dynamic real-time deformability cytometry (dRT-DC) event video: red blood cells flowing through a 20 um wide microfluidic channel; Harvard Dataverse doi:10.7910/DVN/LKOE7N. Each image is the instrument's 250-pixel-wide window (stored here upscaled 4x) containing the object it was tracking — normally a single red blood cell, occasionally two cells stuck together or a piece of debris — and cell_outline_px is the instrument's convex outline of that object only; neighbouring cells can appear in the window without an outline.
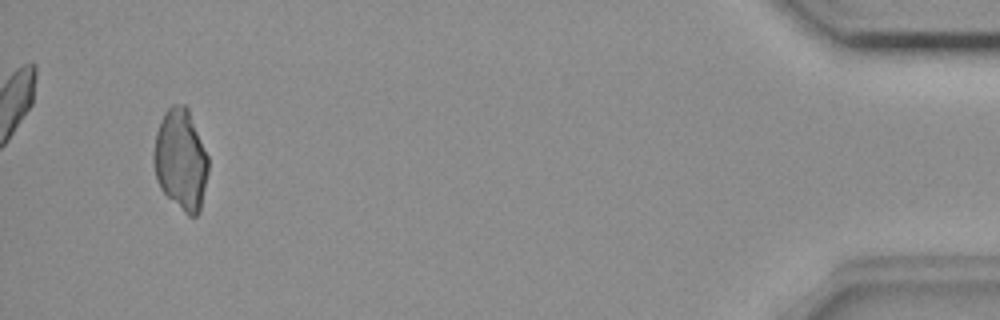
{"species": "common noctule bat (a hibernating species)", "species_latin": "Nyctalus noctula", "temperature_condition": "room temperature", "stored_images_in_passage": 54, "camera_frame_rate_fps": 3000, "um_per_image_px": 0.085, "animal": {"sex": "female", "body_mass_g": 18.4}, "frame": {"image": 1, "passage_image": 52, "time_ms": 17.0, "image_size_px": [1000, 320], "cell_outline_px": [[208, 172], [200, 212], [196, 216], [188, 216], [160, 188], [156, 180], [152, 160], [152, 156], [156, 132], [160, 120], [164, 112], [172, 104], [184, 104], [188, 108], [208, 156]], "centroid_in_image_um": [15.35, 13.56], "position_along_channel_um": 419.9, "area_um2": 32.31}}